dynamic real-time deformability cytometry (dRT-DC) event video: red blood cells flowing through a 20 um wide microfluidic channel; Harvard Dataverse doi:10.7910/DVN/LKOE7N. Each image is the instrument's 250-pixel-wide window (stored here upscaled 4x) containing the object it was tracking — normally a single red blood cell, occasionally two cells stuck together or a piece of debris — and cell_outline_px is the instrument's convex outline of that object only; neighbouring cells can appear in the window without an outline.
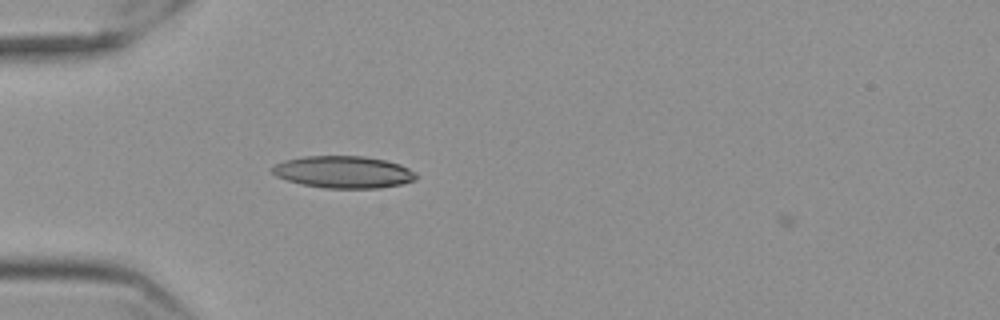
{"species": "Egyptian fruit bat (a non-hibernating species)", "species_latin": "Rousettus aegyptiacus", "temperature_condition": "cold", "stored_images_in_passage": 3, "camera_frame_rate_fps": 3000, "um_per_image_px": 0.085, "frame": {"image": 1, "passage_image": 2, "time_ms": 0.333, "image_size_px": [1000, 320], "cell_outline_px": [[416, 176], [412, 180], [400, 184], [380, 188], [324, 188], [300, 184], [276, 176], [268, 168], [284, 160], [304, 156], [364, 156], [384, 160], [400, 164], [416, 172]], "centroid_in_image_um": [29.15, 14.62], "position_along_channel_um": 55.9, "area_um2": 26.88}}